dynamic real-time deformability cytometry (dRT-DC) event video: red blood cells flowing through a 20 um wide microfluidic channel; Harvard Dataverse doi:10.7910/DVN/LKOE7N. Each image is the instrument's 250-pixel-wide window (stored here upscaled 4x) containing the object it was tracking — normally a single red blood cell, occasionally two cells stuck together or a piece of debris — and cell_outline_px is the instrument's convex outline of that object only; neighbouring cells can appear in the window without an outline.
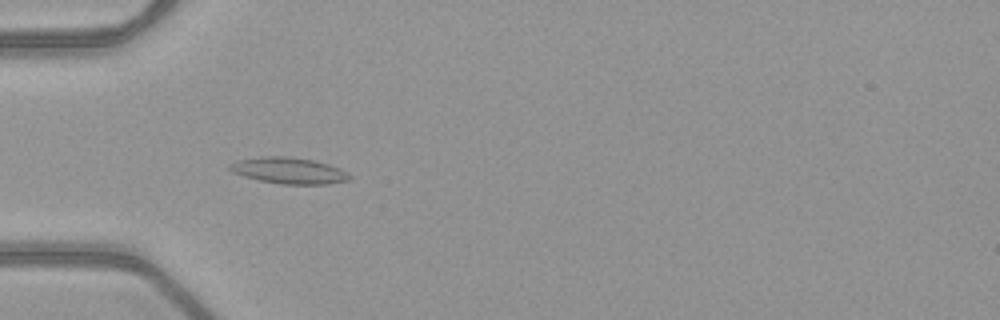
{"species": "common noctule bat (a hibernating species)", "species_latin": "Nyctalus noctula", "temperature_condition": "warm", "stored_images_in_passage": 53, "camera_frame_rate_fps": 3000, "um_per_image_px": 0.085, "animal": {"sex": "female", "body_mass_g": 21.9}, "frame": {"image": 1, "passage_image": 18, "time_ms": 5.667, "image_size_px": [1000, 320], "cell_outline_px": [[352, 176], [348, 180], [328, 184], [280, 184], [260, 180], [244, 176], [232, 172], [228, 168], [228, 164], [236, 160], [264, 156], [288, 156], [312, 160], [328, 164], [340, 168], [348, 172]], "centroid_in_image_um": [24.54, 14.49], "position_along_channel_um": 60.5, "area_um2": 18.38}}
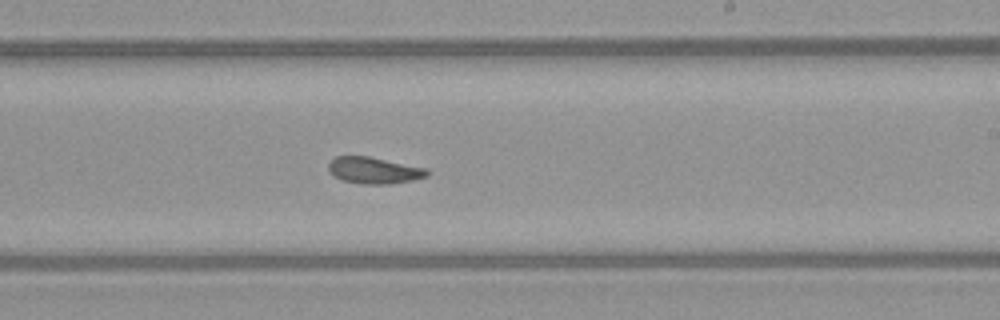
{"frame": {"image": 2, "passage_image": 33, "time_ms": 10.667, "image_size_px": [1000, 320], "cell_outline_px": [[428, 176], [412, 180], [388, 184], [360, 184], [340, 180], [332, 176], [328, 168], [328, 164], [336, 156], [368, 156], [428, 168]], "centroid_in_image_um": [31.77, 14.49], "position_along_channel_um": 257.2, "area_um2": 15.37}}
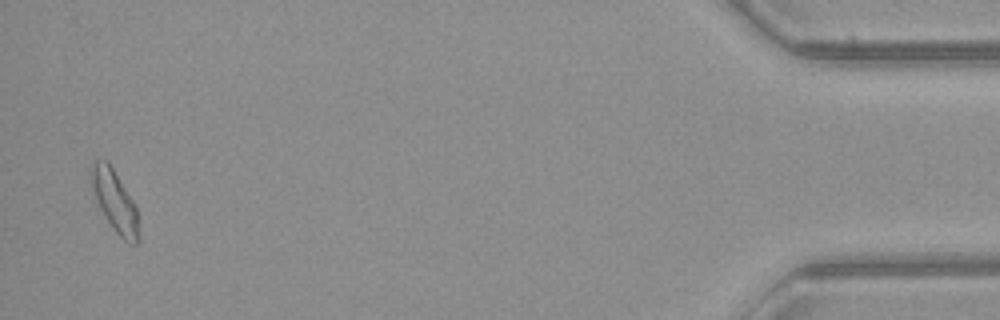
{"frame": {"image": 3, "passage_image": 52, "time_ms": 17.0, "image_size_px": [1000, 320], "cell_outline_px": [[140, 240], [136, 244], [128, 244], [112, 228], [96, 204], [92, 196], [88, 180], [88, 168], [92, 160], [108, 160], [136, 204], [140, 236]], "centroid_in_image_um": [9.69, 17.05], "position_along_channel_um": 425.5, "area_um2": 18.15}, "authors_computed_cell_mechanics": {"area_um2": 16.184, "velocity_mm_per_s": 4.0072, "shape_relaxation_time_tau1_ms": null, "shape_relaxation_time_tau2_ms": 3.2895, "deformation_change_tau1": null, "deformation_change_tau2": 0.0995}}